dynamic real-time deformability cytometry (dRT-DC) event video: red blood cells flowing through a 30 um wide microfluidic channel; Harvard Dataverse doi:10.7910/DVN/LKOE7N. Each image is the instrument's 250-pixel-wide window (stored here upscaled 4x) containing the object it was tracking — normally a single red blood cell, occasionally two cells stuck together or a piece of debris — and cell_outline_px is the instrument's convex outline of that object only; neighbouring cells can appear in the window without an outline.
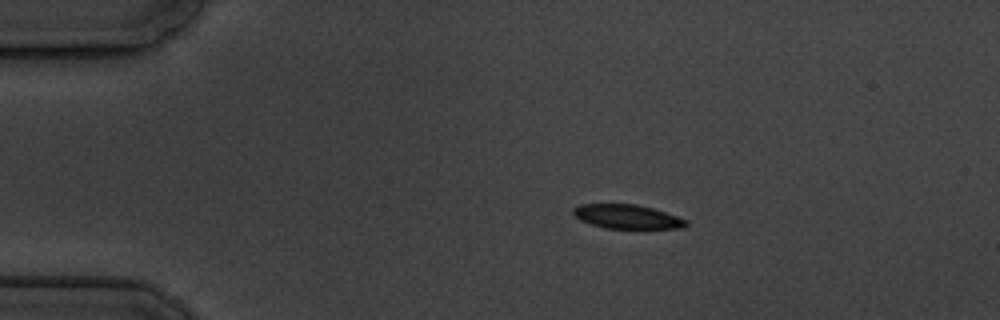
{"species": "common noctule bat (a hibernating species)", "species_latin": "Nyctalus noctula", "temperature_condition": "cold", "stored_images_in_passage": 6, "camera_frame_rate_fps": 3000, "um_per_image_px": 0.085, "animal": {"sex": "male", "body_mass_g": 19.5, "forearm_length_mm": 54.6}, "frame": {"image": 1, "passage_image": 3, "time_ms": 2.333, "image_size_px": [1000, 320], "cell_outline_px": [[688, 224], [684, 228], [604, 228], [580, 220], [572, 212], [572, 208], [580, 204], [636, 204], [652, 208], [688, 220]], "centroid_in_image_um": [53.29, 18.41], "position_along_channel_um": 31.7, "area_um2": 15.72}}
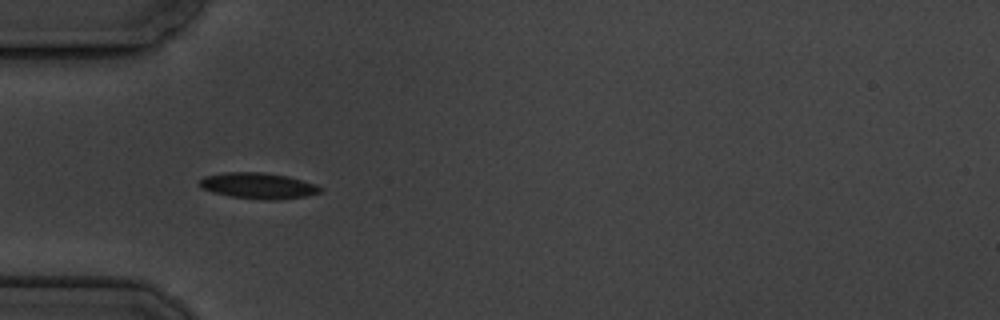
{"frame": {"image": 2, "passage_image": 5, "time_ms": 4.667, "image_size_px": [1000, 320], "cell_outline_px": [[324, 188], [320, 192], [304, 196], [280, 200], [264, 200], [232, 196], [212, 192], [200, 188], [196, 184], [204, 176], [224, 172], [264, 172], [288, 176], [316, 184]], "centroid_in_image_um": [21.92, 15.78], "position_along_channel_um": 63.1, "area_um2": 18.44}}